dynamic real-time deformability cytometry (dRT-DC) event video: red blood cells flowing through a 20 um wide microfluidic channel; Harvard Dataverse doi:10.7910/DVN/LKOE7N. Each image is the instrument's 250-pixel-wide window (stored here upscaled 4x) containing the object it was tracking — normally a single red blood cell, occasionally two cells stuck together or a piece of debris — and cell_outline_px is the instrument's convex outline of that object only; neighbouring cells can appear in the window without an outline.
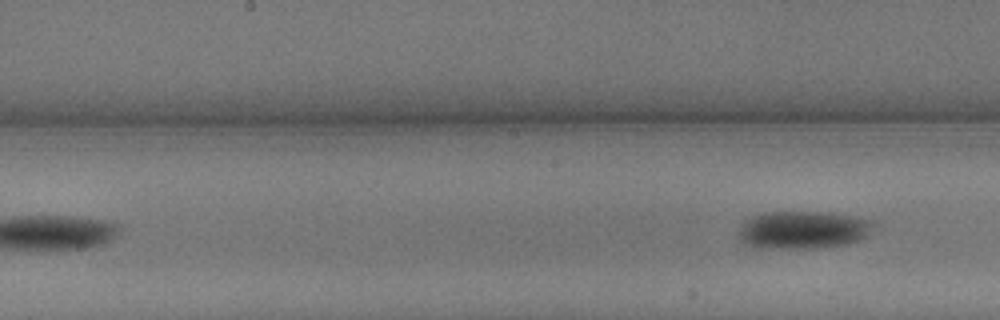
{"species": "common noctule bat (a hibernating species)", "species_latin": "Nyctalus noctula", "temperature_condition": "warm", "stored_images_in_passage": 10, "segment_of_instrument_passage": [2, 2], "camera_frame_rate_fps": 3000, "um_per_image_px": 0.085, "animal": {"sex": "male", "body_mass_g": 13.3}, "frame": {"image": 1, "passage_image": 10, "time_ms": 3.0, "image_size_px": [1000, 320], "cell_outline_px": [[876, 224], [860, 240], [848, 244], [816, 248], [752, 248], [744, 244], [736, 232], [744, 220], [752, 216], [764, 212], [820, 212], [852, 216], [872, 220]], "centroid_in_image_um": [68.19, 19.55], "position_along_channel_um": 180.0, "area_um2": 29.94}}